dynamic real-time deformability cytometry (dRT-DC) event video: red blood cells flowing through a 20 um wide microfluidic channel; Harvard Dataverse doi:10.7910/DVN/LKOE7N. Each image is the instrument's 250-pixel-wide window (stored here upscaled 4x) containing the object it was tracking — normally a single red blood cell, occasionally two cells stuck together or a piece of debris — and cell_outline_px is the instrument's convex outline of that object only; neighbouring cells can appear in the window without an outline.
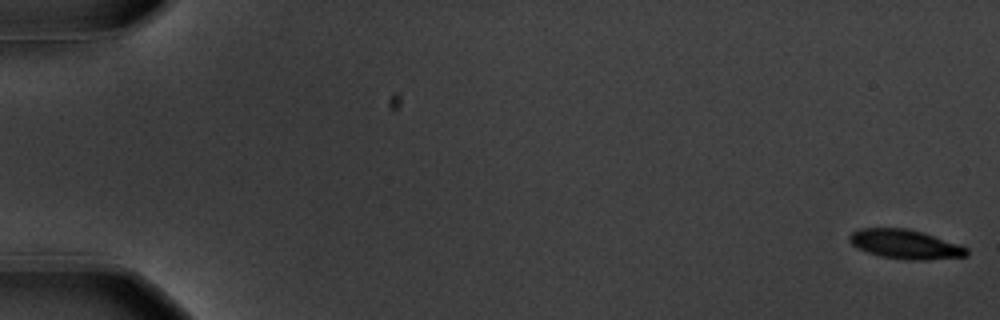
{"species": "common noctule bat (a hibernating species)", "species_latin": "Nyctalus noctula", "temperature_condition": "warm", "stored_images_in_passage": 58, "camera_frame_rate_fps": 3000, "um_per_image_px": 0.085, "animal": {"sex": "male", "body_mass_g": 20.1, "forearm_length_mm": 53.5}, "frame": {"image": 1, "passage_image": 1, "time_ms": 0.0, "image_size_px": [1000, 320], "cell_outline_px": [[968, 256], [924, 260], [908, 260], [880, 256], [856, 248], [848, 240], [848, 236], [852, 232], [860, 228], [908, 228], [924, 232], [968, 248]], "centroid_in_image_um": [76.92, 20.75], "position_along_channel_um": 8.1, "area_um2": 20.06}}
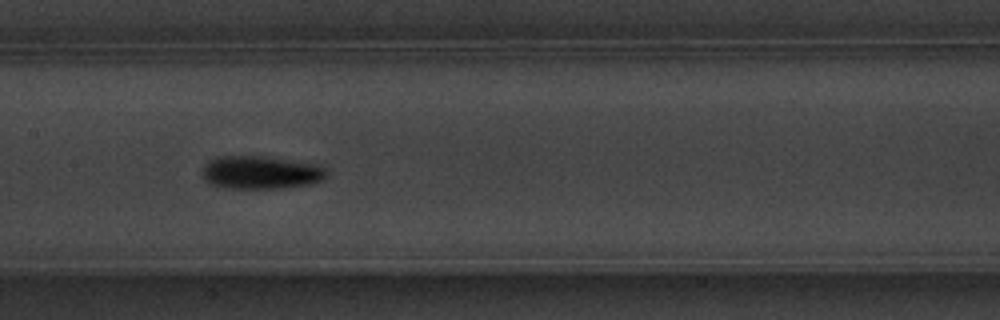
{"frame": {"image": 2, "passage_image": 30, "time_ms": 9.667, "image_size_px": [1000, 320], "cell_outline_px": [[328, 176], [324, 180], [312, 184], [284, 188], [224, 188], [212, 184], [204, 180], [200, 176], [200, 172], [204, 164], [208, 160], [216, 156], [256, 156], [320, 164], [328, 172]], "centroid_in_image_um": [22.15, 14.66], "position_along_channel_um": 185.3, "area_um2": 24.39}}
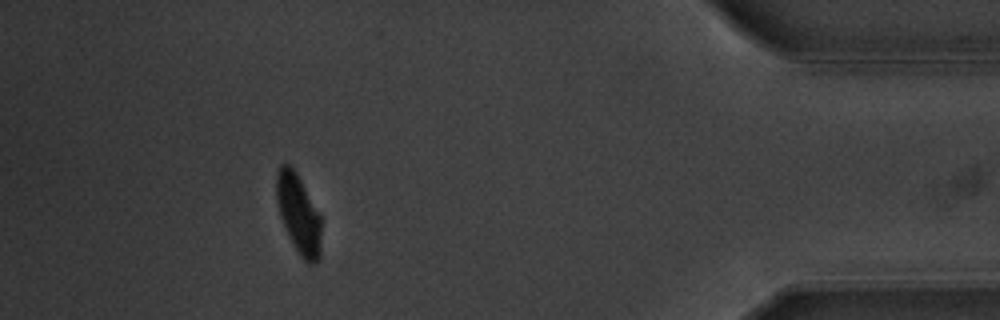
{"frame": {"image": 3, "passage_image": 53, "time_ms": 17.333, "image_size_px": [1000, 320], "cell_outline_px": [[320, 260], [312, 264], [308, 264], [300, 256], [280, 216], [276, 200], [276, 172], [280, 164], [288, 164], [296, 172], [320, 216]], "centroid_in_image_um": [25.36, 18.18], "position_along_channel_um": 409.8, "area_um2": 20.23}, "authors_computed_cell_mechanics": {"area_um2": 21.386, "velocity_mm_per_s": 3.5452, "shape_relaxation_time_tau1_ms": 2.8426, "shape_relaxation_time_tau2_ms": 5.9203, "deformation_change_tau1": 0.148, "deformation_change_tau2": 0.0823}}